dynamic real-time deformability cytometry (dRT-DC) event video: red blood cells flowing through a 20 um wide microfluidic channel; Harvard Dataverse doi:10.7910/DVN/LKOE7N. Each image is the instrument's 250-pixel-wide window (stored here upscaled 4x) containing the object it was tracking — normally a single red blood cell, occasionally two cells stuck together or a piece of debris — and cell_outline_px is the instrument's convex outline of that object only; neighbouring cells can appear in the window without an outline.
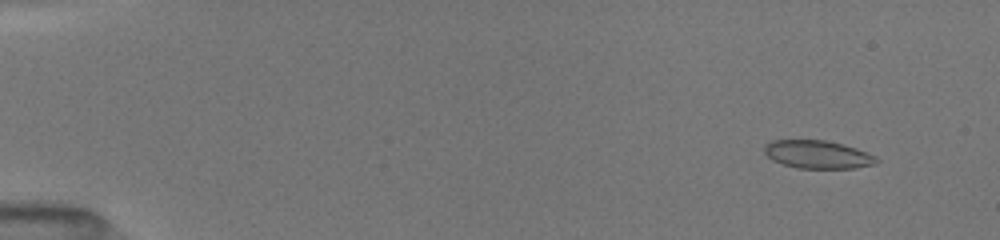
{"species": "common noctule bat (a hibernating species)", "species_latin": "Nyctalus noctula", "temperature_condition": "room temperature", "stored_images_in_passage": 62, "camera_frame_rate_fps": 3000, "um_per_image_px": 0.085, "animal": {"sex": "female", "body_mass_g": 19.5, "forearm_length_mm": 54.1}, "frame": {"image": 1, "passage_image": 7, "time_ms": 1.333, "image_size_px": [1000, 240], "cell_outline_px": [[876, 160], [872, 164], [852, 168], [800, 168], [784, 164], [772, 160], [764, 152], [764, 148], [772, 140], [824, 140], [840, 144], [864, 152], [872, 156]], "centroid_in_image_um": [69.4, 13.13], "position_along_channel_um": 15.6, "area_um2": 17.57}}
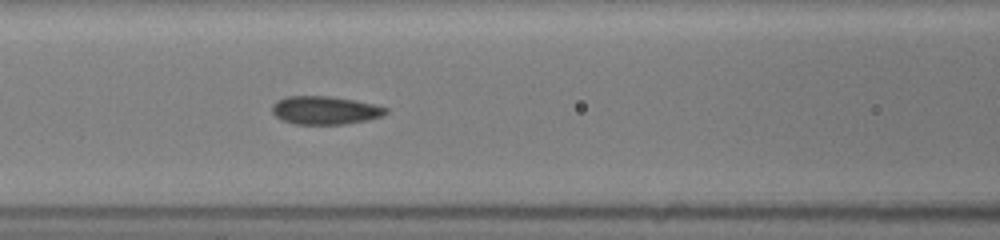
{"frame": {"image": 2, "passage_image": 38, "time_ms": 7.667, "image_size_px": [1000, 240], "cell_outline_px": [[388, 112], [380, 116], [364, 120], [344, 124], [296, 124], [284, 120], [276, 116], [272, 112], [272, 104], [288, 96], [328, 96], [352, 100], [372, 104], [388, 108]], "centroid_in_image_um": [27.6, 9.37], "position_along_channel_um": 139.0, "area_um2": 18.26}}
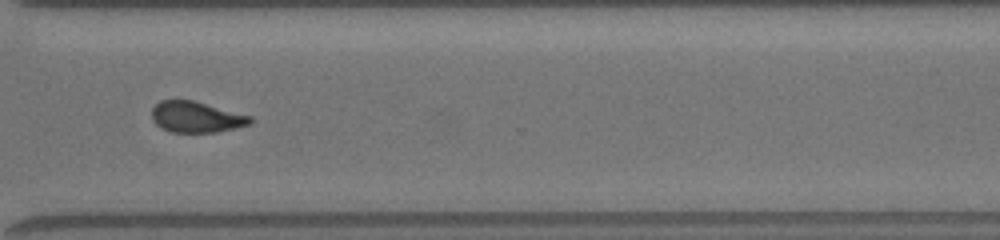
{"frame": {"image": 3, "passage_image": 61, "time_ms": 13.0, "image_size_px": [1000, 240], "cell_outline_px": [[252, 124], [216, 132], [172, 132], [156, 124], [152, 120], [152, 108], [160, 100], [192, 100], [252, 116]], "centroid_in_image_um": [16.69, 9.94], "position_along_channel_um": 353.9, "area_um2": 17.63}}